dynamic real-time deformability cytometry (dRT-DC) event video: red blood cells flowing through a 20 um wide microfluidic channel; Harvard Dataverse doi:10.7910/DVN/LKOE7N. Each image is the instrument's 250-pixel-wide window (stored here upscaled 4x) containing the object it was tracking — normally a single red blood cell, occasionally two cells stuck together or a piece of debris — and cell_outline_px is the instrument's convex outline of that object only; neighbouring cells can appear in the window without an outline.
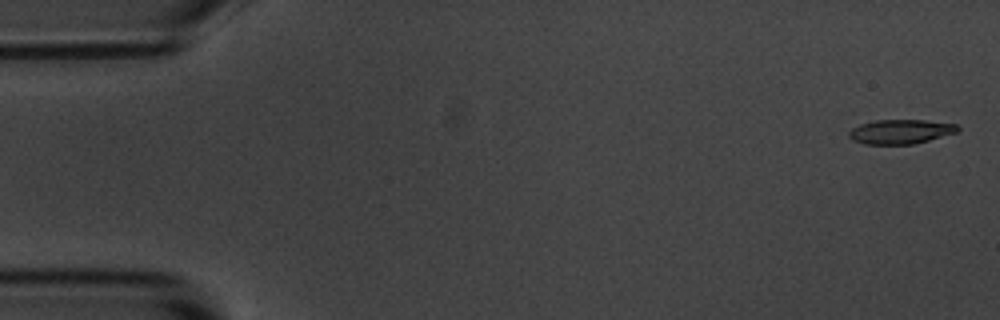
{"species": "common noctule bat (a hibernating species)", "species_latin": "Nyctalus noctula", "temperature_condition": "room temperature", "stored_images_in_passage": 5, "camera_frame_rate_fps": 3000, "um_per_image_px": 0.085, "animal": {"sex": "male", "body_mass_g": 20.1, "forearm_length_mm": 53.5}, "frame": {"image": 1, "passage_image": 1, "time_ms": 0.0, "image_size_px": [1000, 320], "cell_outline_px": [[960, 128], [956, 132], [928, 140], [912, 144], [864, 144], [852, 140], [848, 136], [848, 132], [852, 128], [860, 124], [876, 120], [924, 120], [956, 124]], "centroid_in_image_um": [76.5, 11.19], "position_along_channel_um": 8.5, "area_um2": 15.32}}
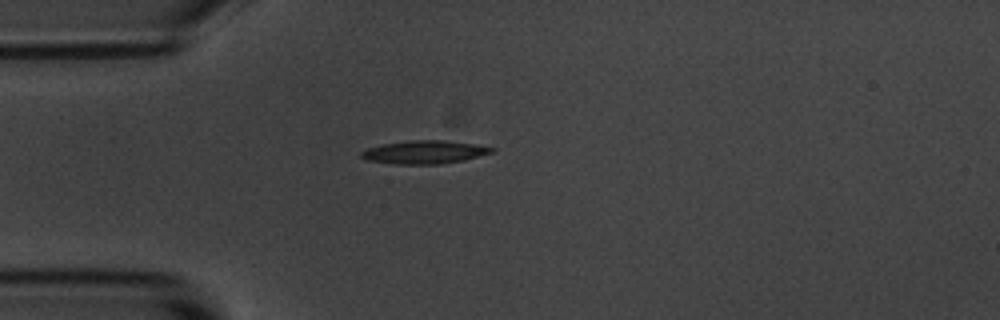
{"frame": {"image": 2, "passage_image": 4, "time_ms": 1.0, "image_size_px": [1000, 320], "cell_outline_px": [[496, 148], [492, 152], [464, 160], [440, 164], [396, 164], [368, 160], [360, 156], [360, 152], [368, 148], [384, 144], [412, 140], [444, 140], [476, 144]], "centroid_in_image_um": [36.09, 12.93], "position_along_channel_um": 48.9, "area_um2": 17.46}}